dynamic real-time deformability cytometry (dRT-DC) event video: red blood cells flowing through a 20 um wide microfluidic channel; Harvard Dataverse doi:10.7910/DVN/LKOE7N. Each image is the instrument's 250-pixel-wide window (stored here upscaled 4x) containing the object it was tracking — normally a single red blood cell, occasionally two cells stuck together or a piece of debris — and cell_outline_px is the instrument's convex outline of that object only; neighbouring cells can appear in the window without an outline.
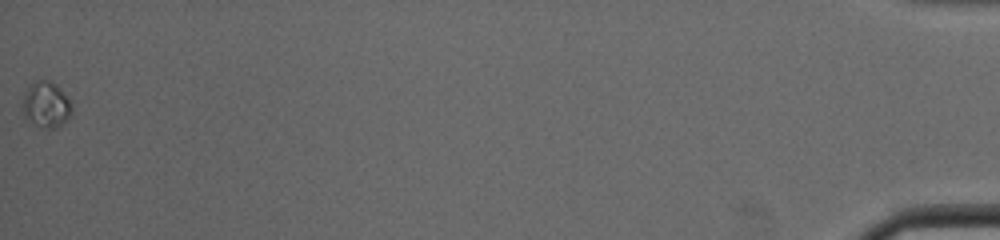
{"species": "common noctule bat (a hibernating species)", "species_latin": "Nyctalus noctula", "temperature_condition": "cold", "stored_images_in_passage": 42, "camera_frame_rate_fps": 3000, "um_per_image_px": 0.085, "animal": {"sex": "male", "body_mass_g": 19.0, "forearm_length_mm": 50.8}, "frame": {"image": 1, "passage_image": 42, "time_ms": 13.667, "image_size_px": [1000, 240], "cell_outline_px": [[72, 112], [60, 124], [52, 128], [44, 128], [24, 120], [20, 108], [24, 92], [36, 80], [48, 80], [56, 84], [60, 88], [72, 104]], "centroid_in_image_um": [3.85, 8.89], "position_along_channel_um": 431.4, "area_um2": 13.29}}